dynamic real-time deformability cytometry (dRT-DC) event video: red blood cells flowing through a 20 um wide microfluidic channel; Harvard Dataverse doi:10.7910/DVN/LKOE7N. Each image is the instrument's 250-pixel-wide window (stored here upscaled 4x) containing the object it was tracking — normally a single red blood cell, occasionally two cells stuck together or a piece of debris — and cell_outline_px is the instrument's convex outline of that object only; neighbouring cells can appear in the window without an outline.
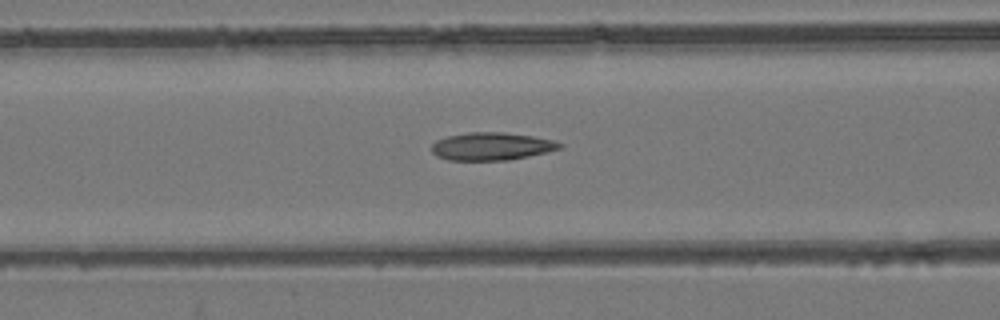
{"species": "common noctule bat (a hibernating species)", "species_latin": "Nyctalus noctula", "temperature_condition": "room temperature", "stored_images_in_passage": 55, "camera_frame_rate_fps": 3000, "um_per_image_px": 0.085, "animal": {"sex": "female", "body_mass_g": 24.6, "forearm_length_mm": 56.2}, "frame": {"image": 1, "passage_image": 23, "time_ms": 7.333, "image_size_px": [1000, 320], "cell_outline_px": [[564, 148], [528, 156], [508, 160], [448, 160], [436, 156], [432, 152], [432, 144], [436, 140], [448, 136], [468, 132], [504, 132], [532, 136], [552, 140], [564, 144]], "centroid_in_image_um": [41.79, 12.44], "position_along_channel_um": 124.8, "area_um2": 20.75}}
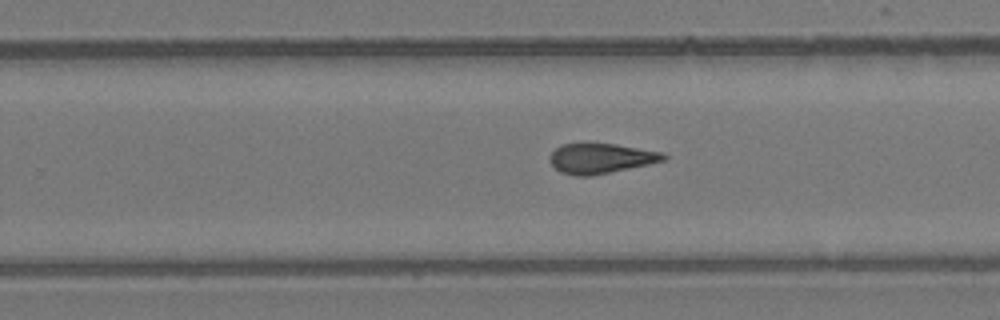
{"frame": {"image": 2, "passage_image": 35, "time_ms": 11.333, "image_size_px": [1000, 320], "cell_outline_px": [[668, 156], [664, 160], [648, 164], [592, 176], [572, 176], [560, 172], [548, 160], [548, 156], [560, 144], [584, 140], [616, 144], [664, 152]], "centroid_in_image_um": [51.0, 13.42], "position_along_channel_um": 278.8, "area_um2": 20.75}}
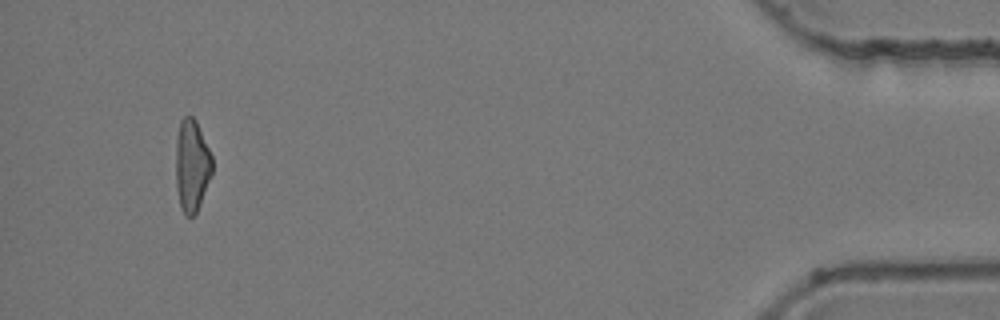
{"frame": {"image": 3, "passage_image": 52, "time_ms": 17.0, "image_size_px": [1000, 320], "cell_outline_px": [[212, 172], [200, 204], [196, 212], [192, 216], [184, 216], [180, 204], [176, 188], [176, 140], [180, 120], [184, 116], [192, 116], [196, 120], [212, 156]], "centroid_in_image_um": [16.29, 14.06], "position_along_channel_um": 418.9, "area_um2": 19.48}, "authors_computed_cell_mechanics": {"area_um2": 20.7502, "velocity_mm_per_s": 3.8519, "shape_relaxation_time_tau1_ms": null, "shape_relaxation_time_tau2_ms": 2.9084, "deformation_change_tau1": null, "deformation_change_tau2": 0.1114}}